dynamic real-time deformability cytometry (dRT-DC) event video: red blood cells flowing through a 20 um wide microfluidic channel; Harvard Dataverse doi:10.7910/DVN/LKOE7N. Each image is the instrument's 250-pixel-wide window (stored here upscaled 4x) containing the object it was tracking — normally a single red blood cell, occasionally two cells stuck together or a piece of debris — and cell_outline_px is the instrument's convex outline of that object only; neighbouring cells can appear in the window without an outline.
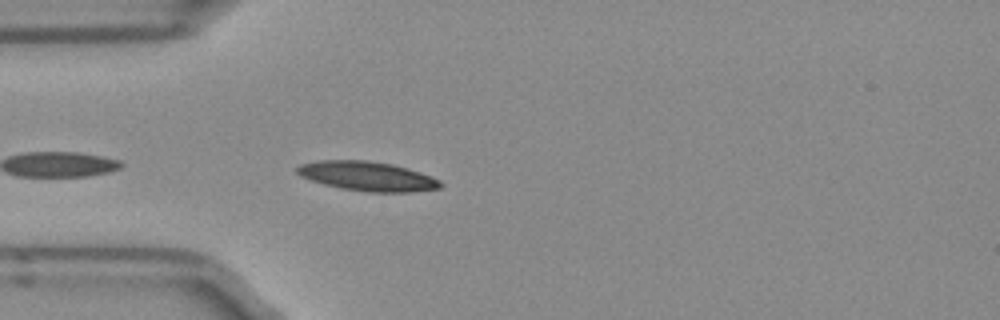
{"species": "Egyptian fruit bat (a non-hibernating species)", "species_latin": "Rousettus aegyptiacus", "temperature_condition": "room temperature", "stored_images_in_passage": 7, "camera_frame_rate_fps": 3000, "um_per_image_px": 0.085, "frame": {"image": 1, "passage_image": 3, "time_ms": 0.667, "image_size_px": [1000, 320], "cell_outline_px": [[444, 184], [440, 188], [412, 192], [368, 192], [340, 188], [324, 184], [300, 176], [296, 172], [296, 168], [300, 164], [320, 160], [364, 160], [392, 164], [408, 168], [432, 176], [440, 180]], "centroid_in_image_um": [31.25, 14.98], "position_along_channel_um": 53.8, "area_um2": 24.62}}